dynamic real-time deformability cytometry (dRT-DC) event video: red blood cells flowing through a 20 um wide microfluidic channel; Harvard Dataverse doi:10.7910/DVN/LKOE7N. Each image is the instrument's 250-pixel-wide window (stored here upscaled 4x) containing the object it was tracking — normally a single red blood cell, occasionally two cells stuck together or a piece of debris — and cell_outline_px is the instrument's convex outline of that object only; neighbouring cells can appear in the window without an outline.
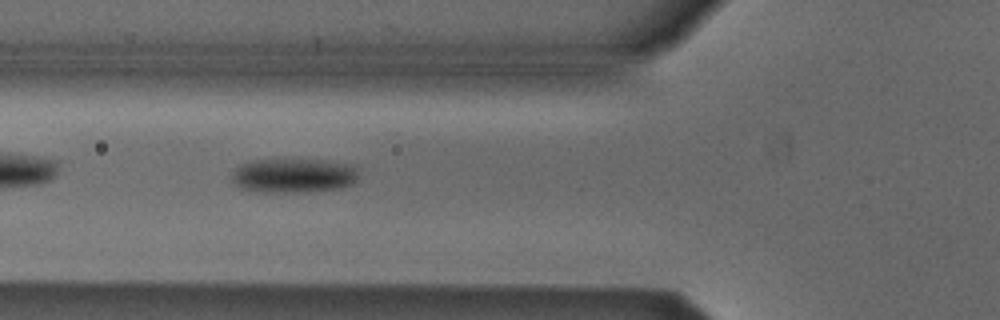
{"species": "Egyptian fruit bat (a non-hibernating species)", "species_latin": "Rousettus aegyptiacus", "temperature_condition": "cold", "stored_images_in_passage": 6, "camera_frame_rate_fps": 3000, "um_per_image_px": 0.085, "animal": {"sex": "male"}, "frame": {"image": 1, "passage_image": 5, "time_ms": 1.333, "image_size_px": [1000, 320], "cell_outline_px": [[356, 180], [352, 184], [340, 188], [304, 192], [260, 192], [240, 188], [232, 180], [232, 172], [240, 164], [252, 160], [324, 160], [352, 164], [356, 168]], "centroid_in_image_um": [24.94, 14.92], "position_along_channel_um": 100.9, "area_um2": 25.37}}
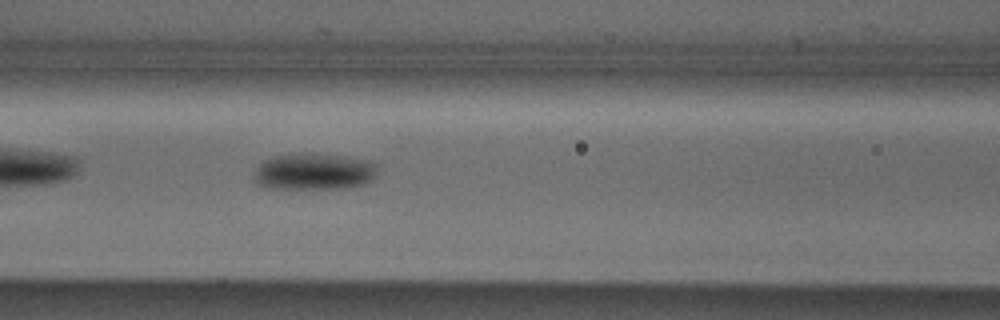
{"frame": {"image": 2, "passage_image": 6, "time_ms": 1.667, "image_size_px": [1000, 320], "cell_outline_px": [[376, 176], [372, 180], [364, 184], [340, 188], [264, 188], [256, 184], [252, 176], [256, 168], [264, 160], [272, 156], [300, 152], [308, 152], [344, 156], [368, 160], [376, 164]], "centroid_in_image_um": [26.64, 14.57], "position_along_channel_um": 140.0, "area_um2": 26.76}}